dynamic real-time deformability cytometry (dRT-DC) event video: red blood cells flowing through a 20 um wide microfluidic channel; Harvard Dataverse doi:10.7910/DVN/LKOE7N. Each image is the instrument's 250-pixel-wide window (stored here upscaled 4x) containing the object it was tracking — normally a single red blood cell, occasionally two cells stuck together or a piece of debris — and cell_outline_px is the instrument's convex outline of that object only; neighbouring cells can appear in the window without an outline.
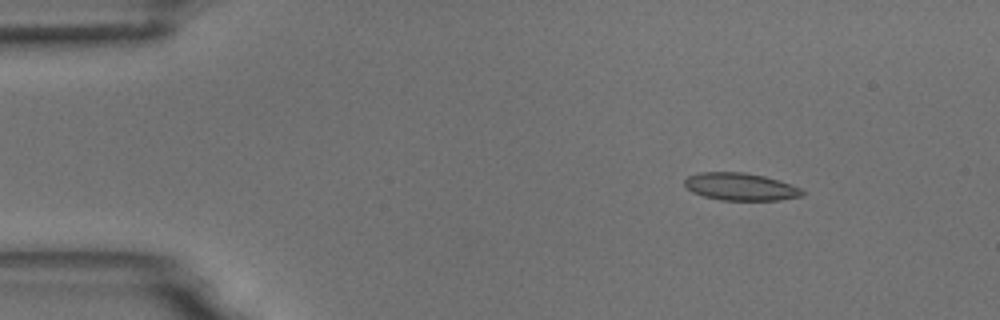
{"species": "common noctule bat (a hibernating species)", "species_latin": "Nyctalus noctula", "temperature_condition": "room temperature", "stored_images_in_passage": 7, "camera_frame_rate_fps": 3000, "um_per_image_px": 0.085, "animal": {"sex": "male", "body_mass_g": 18.8}, "frame": {"image": 1, "passage_image": 2, "time_ms": 2.0, "image_size_px": [1000, 320], "cell_outline_px": [[804, 196], [780, 200], [720, 200], [704, 196], [692, 192], [684, 184], [684, 180], [688, 176], [700, 172], [744, 172], [764, 176], [800, 188], [804, 192]], "centroid_in_image_um": [62.92, 15.87], "position_along_channel_um": 22.1, "area_um2": 18.73}}
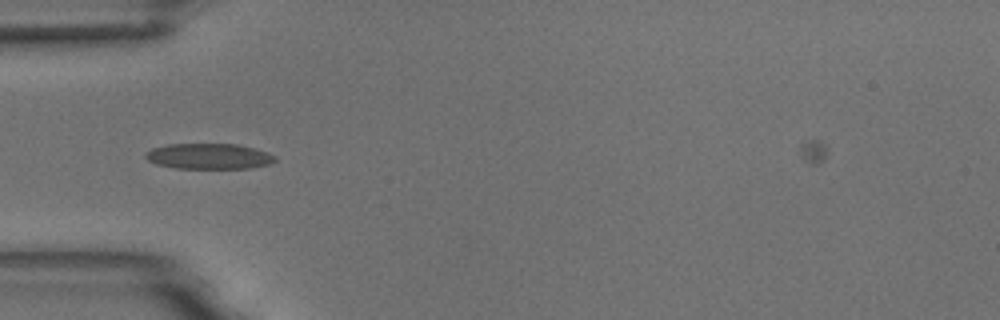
{"frame": {"image": 2, "passage_image": 5, "time_ms": 5.333, "image_size_px": [1000, 320], "cell_outline_px": [[276, 160], [268, 164], [252, 168], [176, 168], [156, 164], [148, 160], [144, 156], [144, 152], [152, 148], [168, 144], [236, 144], [268, 152], [276, 156]], "centroid_in_image_um": [17.73, 13.28], "position_along_channel_um": 67.3, "area_um2": 19.31}}